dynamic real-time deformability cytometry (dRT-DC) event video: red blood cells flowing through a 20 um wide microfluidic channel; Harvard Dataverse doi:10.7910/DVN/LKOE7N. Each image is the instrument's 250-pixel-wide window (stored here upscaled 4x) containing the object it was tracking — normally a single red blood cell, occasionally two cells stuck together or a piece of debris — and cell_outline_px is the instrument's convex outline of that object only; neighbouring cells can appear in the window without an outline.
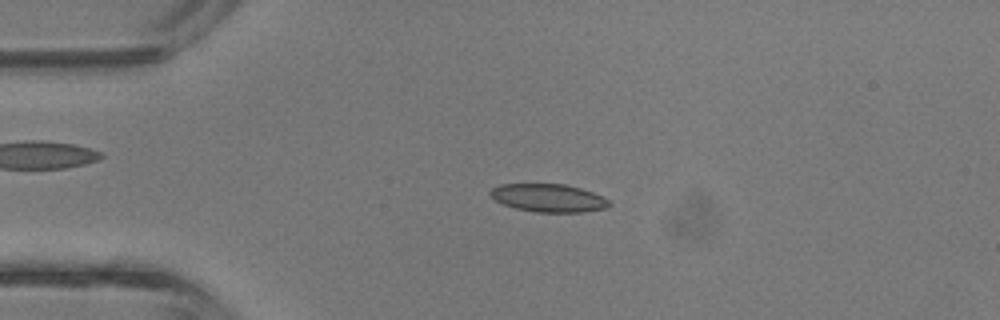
{"species": "common noctule bat (a hibernating species)", "species_latin": "Nyctalus noctula", "temperature_condition": "room temperature", "stored_images_in_passage": 3, "camera_frame_rate_fps": 3000, "um_per_image_px": 0.085, "animal": {"sex": "male", "body_mass_g": 13.3}, "frame": {"image": 1, "passage_image": 2, "time_ms": 0.333, "image_size_px": [1000, 320], "cell_outline_px": [[612, 204], [608, 208], [580, 212], [536, 212], [516, 208], [504, 204], [496, 200], [488, 192], [492, 188], [500, 184], [564, 184], [580, 188], [604, 196]], "centroid_in_image_um": [46.65, 16.82], "position_along_channel_um": 38.3, "area_um2": 19.36}}